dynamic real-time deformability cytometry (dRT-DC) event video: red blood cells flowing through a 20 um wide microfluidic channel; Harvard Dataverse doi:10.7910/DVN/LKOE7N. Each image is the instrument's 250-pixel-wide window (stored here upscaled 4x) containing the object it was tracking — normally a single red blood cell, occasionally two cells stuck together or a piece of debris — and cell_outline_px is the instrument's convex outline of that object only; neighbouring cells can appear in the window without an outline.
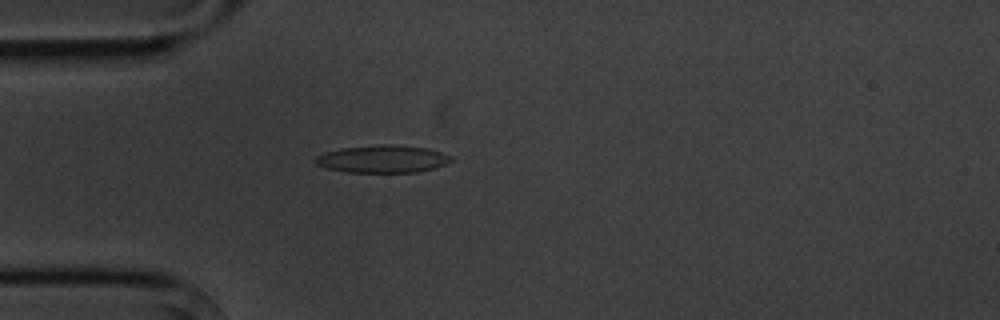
{"species": "common noctule bat (a hibernating species)", "species_latin": "Nyctalus noctula", "temperature_condition": "cold", "stored_images_in_passage": 2, "camera_frame_rate_fps": 3000, "um_per_image_px": 0.085, "animal": {"sex": "male", "body_mass_g": 20.1, "forearm_length_mm": 53.5}, "frame": {"image": 1, "passage_image": 2, "time_ms": 2.0, "image_size_px": [1000, 320], "cell_outline_px": [[452, 160], [436, 168], [416, 172], [348, 172], [328, 168], [316, 164], [316, 156], [324, 152], [340, 148], [380, 144], [392, 144], [428, 148], [452, 156]], "centroid_in_image_um": [32.53, 13.5], "position_along_channel_um": 52.5, "area_um2": 21.73}}